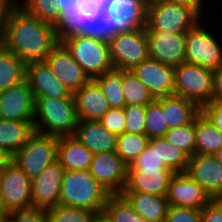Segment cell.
I'll return each instance as SVG.
<instances>
[{
	"label": "cell",
	"mask_w": 222,
	"mask_h": 222,
	"mask_svg": "<svg viewBox=\"0 0 222 222\" xmlns=\"http://www.w3.org/2000/svg\"><path fill=\"white\" fill-rule=\"evenodd\" d=\"M45 62L72 94L91 80L61 42L52 49Z\"/></svg>",
	"instance_id": "cell-17"
},
{
	"label": "cell",
	"mask_w": 222,
	"mask_h": 222,
	"mask_svg": "<svg viewBox=\"0 0 222 222\" xmlns=\"http://www.w3.org/2000/svg\"><path fill=\"white\" fill-rule=\"evenodd\" d=\"M196 153L214 155L222 148V134L200 113L195 118Z\"/></svg>",
	"instance_id": "cell-30"
},
{
	"label": "cell",
	"mask_w": 222,
	"mask_h": 222,
	"mask_svg": "<svg viewBox=\"0 0 222 222\" xmlns=\"http://www.w3.org/2000/svg\"><path fill=\"white\" fill-rule=\"evenodd\" d=\"M0 222H4V215L0 213Z\"/></svg>",
	"instance_id": "cell-55"
},
{
	"label": "cell",
	"mask_w": 222,
	"mask_h": 222,
	"mask_svg": "<svg viewBox=\"0 0 222 222\" xmlns=\"http://www.w3.org/2000/svg\"><path fill=\"white\" fill-rule=\"evenodd\" d=\"M4 222H46L45 210L30 207L11 211L4 215Z\"/></svg>",
	"instance_id": "cell-44"
},
{
	"label": "cell",
	"mask_w": 222,
	"mask_h": 222,
	"mask_svg": "<svg viewBox=\"0 0 222 222\" xmlns=\"http://www.w3.org/2000/svg\"><path fill=\"white\" fill-rule=\"evenodd\" d=\"M185 173L198 182L212 199L222 198V164L214 155L194 154L189 158Z\"/></svg>",
	"instance_id": "cell-19"
},
{
	"label": "cell",
	"mask_w": 222,
	"mask_h": 222,
	"mask_svg": "<svg viewBox=\"0 0 222 222\" xmlns=\"http://www.w3.org/2000/svg\"><path fill=\"white\" fill-rule=\"evenodd\" d=\"M64 173V168L56 160L31 179L33 207L46 210L59 204Z\"/></svg>",
	"instance_id": "cell-16"
},
{
	"label": "cell",
	"mask_w": 222,
	"mask_h": 222,
	"mask_svg": "<svg viewBox=\"0 0 222 222\" xmlns=\"http://www.w3.org/2000/svg\"><path fill=\"white\" fill-rule=\"evenodd\" d=\"M155 101L161 106L168 129L190 124L201 113L195 102L180 96L159 97Z\"/></svg>",
	"instance_id": "cell-25"
},
{
	"label": "cell",
	"mask_w": 222,
	"mask_h": 222,
	"mask_svg": "<svg viewBox=\"0 0 222 222\" xmlns=\"http://www.w3.org/2000/svg\"><path fill=\"white\" fill-rule=\"evenodd\" d=\"M150 147H157V154L160 160L174 173H185L190 156L183 150L173 146L163 137L152 138L149 141Z\"/></svg>",
	"instance_id": "cell-32"
},
{
	"label": "cell",
	"mask_w": 222,
	"mask_h": 222,
	"mask_svg": "<svg viewBox=\"0 0 222 222\" xmlns=\"http://www.w3.org/2000/svg\"><path fill=\"white\" fill-rule=\"evenodd\" d=\"M93 155L73 135L59 137L57 161L65 171L89 170Z\"/></svg>",
	"instance_id": "cell-26"
},
{
	"label": "cell",
	"mask_w": 222,
	"mask_h": 222,
	"mask_svg": "<svg viewBox=\"0 0 222 222\" xmlns=\"http://www.w3.org/2000/svg\"><path fill=\"white\" fill-rule=\"evenodd\" d=\"M14 2L42 22L51 24L57 29L62 25L63 14L57 7L56 0H14Z\"/></svg>",
	"instance_id": "cell-31"
},
{
	"label": "cell",
	"mask_w": 222,
	"mask_h": 222,
	"mask_svg": "<svg viewBox=\"0 0 222 222\" xmlns=\"http://www.w3.org/2000/svg\"><path fill=\"white\" fill-rule=\"evenodd\" d=\"M122 90L126 105L148 106L156 100L131 70H122Z\"/></svg>",
	"instance_id": "cell-34"
},
{
	"label": "cell",
	"mask_w": 222,
	"mask_h": 222,
	"mask_svg": "<svg viewBox=\"0 0 222 222\" xmlns=\"http://www.w3.org/2000/svg\"><path fill=\"white\" fill-rule=\"evenodd\" d=\"M149 58L169 66L185 63L186 33L146 30Z\"/></svg>",
	"instance_id": "cell-14"
},
{
	"label": "cell",
	"mask_w": 222,
	"mask_h": 222,
	"mask_svg": "<svg viewBox=\"0 0 222 222\" xmlns=\"http://www.w3.org/2000/svg\"><path fill=\"white\" fill-rule=\"evenodd\" d=\"M78 121H98L110 109L99 85L91 79L73 93Z\"/></svg>",
	"instance_id": "cell-22"
},
{
	"label": "cell",
	"mask_w": 222,
	"mask_h": 222,
	"mask_svg": "<svg viewBox=\"0 0 222 222\" xmlns=\"http://www.w3.org/2000/svg\"><path fill=\"white\" fill-rule=\"evenodd\" d=\"M95 0H56L57 7L60 9L61 13L64 15L66 11L73 7L74 4L82 2H94Z\"/></svg>",
	"instance_id": "cell-49"
},
{
	"label": "cell",
	"mask_w": 222,
	"mask_h": 222,
	"mask_svg": "<svg viewBox=\"0 0 222 222\" xmlns=\"http://www.w3.org/2000/svg\"><path fill=\"white\" fill-rule=\"evenodd\" d=\"M127 164L116 151L93 155L90 174L110 194H122L127 181Z\"/></svg>",
	"instance_id": "cell-13"
},
{
	"label": "cell",
	"mask_w": 222,
	"mask_h": 222,
	"mask_svg": "<svg viewBox=\"0 0 222 222\" xmlns=\"http://www.w3.org/2000/svg\"><path fill=\"white\" fill-rule=\"evenodd\" d=\"M122 195L146 222L165 221L169 208L166 196H155L139 192H122Z\"/></svg>",
	"instance_id": "cell-27"
},
{
	"label": "cell",
	"mask_w": 222,
	"mask_h": 222,
	"mask_svg": "<svg viewBox=\"0 0 222 222\" xmlns=\"http://www.w3.org/2000/svg\"><path fill=\"white\" fill-rule=\"evenodd\" d=\"M211 101L222 102V65L214 70L213 94Z\"/></svg>",
	"instance_id": "cell-48"
},
{
	"label": "cell",
	"mask_w": 222,
	"mask_h": 222,
	"mask_svg": "<svg viewBox=\"0 0 222 222\" xmlns=\"http://www.w3.org/2000/svg\"><path fill=\"white\" fill-rule=\"evenodd\" d=\"M102 214L109 222H146L122 194L109 195Z\"/></svg>",
	"instance_id": "cell-35"
},
{
	"label": "cell",
	"mask_w": 222,
	"mask_h": 222,
	"mask_svg": "<svg viewBox=\"0 0 222 222\" xmlns=\"http://www.w3.org/2000/svg\"><path fill=\"white\" fill-rule=\"evenodd\" d=\"M110 57L115 69L131 70L149 58L145 28L116 31L107 37Z\"/></svg>",
	"instance_id": "cell-8"
},
{
	"label": "cell",
	"mask_w": 222,
	"mask_h": 222,
	"mask_svg": "<svg viewBox=\"0 0 222 222\" xmlns=\"http://www.w3.org/2000/svg\"><path fill=\"white\" fill-rule=\"evenodd\" d=\"M34 133V121L0 119V148L12 157Z\"/></svg>",
	"instance_id": "cell-28"
},
{
	"label": "cell",
	"mask_w": 222,
	"mask_h": 222,
	"mask_svg": "<svg viewBox=\"0 0 222 222\" xmlns=\"http://www.w3.org/2000/svg\"><path fill=\"white\" fill-rule=\"evenodd\" d=\"M98 122L116 136L125 132L126 117L124 108H110Z\"/></svg>",
	"instance_id": "cell-42"
},
{
	"label": "cell",
	"mask_w": 222,
	"mask_h": 222,
	"mask_svg": "<svg viewBox=\"0 0 222 222\" xmlns=\"http://www.w3.org/2000/svg\"><path fill=\"white\" fill-rule=\"evenodd\" d=\"M94 222H109V220L103 214H99Z\"/></svg>",
	"instance_id": "cell-52"
},
{
	"label": "cell",
	"mask_w": 222,
	"mask_h": 222,
	"mask_svg": "<svg viewBox=\"0 0 222 222\" xmlns=\"http://www.w3.org/2000/svg\"><path fill=\"white\" fill-rule=\"evenodd\" d=\"M12 159V157L0 148V171Z\"/></svg>",
	"instance_id": "cell-50"
},
{
	"label": "cell",
	"mask_w": 222,
	"mask_h": 222,
	"mask_svg": "<svg viewBox=\"0 0 222 222\" xmlns=\"http://www.w3.org/2000/svg\"><path fill=\"white\" fill-rule=\"evenodd\" d=\"M105 23L113 31L146 27L148 0H103Z\"/></svg>",
	"instance_id": "cell-12"
},
{
	"label": "cell",
	"mask_w": 222,
	"mask_h": 222,
	"mask_svg": "<svg viewBox=\"0 0 222 222\" xmlns=\"http://www.w3.org/2000/svg\"><path fill=\"white\" fill-rule=\"evenodd\" d=\"M33 207L31 179L10 160L0 171V213Z\"/></svg>",
	"instance_id": "cell-10"
},
{
	"label": "cell",
	"mask_w": 222,
	"mask_h": 222,
	"mask_svg": "<svg viewBox=\"0 0 222 222\" xmlns=\"http://www.w3.org/2000/svg\"><path fill=\"white\" fill-rule=\"evenodd\" d=\"M109 195L89 170L65 171L59 204L87 209L99 215L102 214Z\"/></svg>",
	"instance_id": "cell-3"
},
{
	"label": "cell",
	"mask_w": 222,
	"mask_h": 222,
	"mask_svg": "<svg viewBox=\"0 0 222 222\" xmlns=\"http://www.w3.org/2000/svg\"><path fill=\"white\" fill-rule=\"evenodd\" d=\"M34 98L36 132L58 137L74 134L78 124L74 98Z\"/></svg>",
	"instance_id": "cell-4"
},
{
	"label": "cell",
	"mask_w": 222,
	"mask_h": 222,
	"mask_svg": "<svg viewBox=\"0 0 222 222\" xmlns=\"http://www.w3.org/2000/svg\"><path fill=\"white\" fill-rule=\"evenodd\" d=\"M147 106L126 105L125 132L131 134H145Z\"/></svg>",
	"instance_id": "cell-40"
},
{
	"label": "cell",
	"mask_w": 222,
	"mask_h": 222,
	"mask_svg": "<svg viewBox=\"0 0 222 222\" xmlns=\"http://www.w3.org/2000/svg\"><path fill=\"white\" fill-rule=\"evenodd\" d=\"M174 174L172 170H128L123 192L166 196L169 182Z\"/></svg>",
	"instance_id": "cell-23"
},
{
	"label": "cell",
	"mask_w": 222,
	"mask_h": 222,
	"mask_svg": "<svg viewBox=\"0 0 222 222\" xmlns=\"http://www.w3.org/2000/svg\"><path fill=\"white\" fill-rule=\"evenodd\" d=\"M214 156L217 158V160L219 161L220 164H222V148L219 149Z\"/></svg>",
	"instance_id": "cell-53"
},
{
	"label": "cell",
	"mask_w": 222,
	"mask_h": 222,
	"mask_svg": "<svg viewBox=\"0 0 222 222\" xmlns=\"http://www.w3.org/2000/svg\"><path fill=\"white\" fill-rule=\"evenodd\" d=\"M60 42L90 79L114 69L107 37L71 31L60 34Z\"/></svg>",
	"instance_id": "cell-2"
},
{
	"label": "cell",
	"mask_w": 222,
	"mask_h": 222,
	"mask_svg": "<svg viewBox=\"0 0 222 222\" xmlns=\"http://www.w3.org/2000/svg\"><path fill=\"white\" fill-rule=\"evenodd\" d=\"M163 138L190 157L193 156L196 154L195 120L190 124L168 129Z\"/></svg>",
	"instance_id": "cell-38"
},
{
	"label": "cell",
	"mask_w": 222,
	"mask_h": 222,
	"mask_svg": "<svg viewBox=\"0 0 222 222\" xmlns=\"http://www.w3.org/2000/svg\"><path fill=\"white\" fill-rule=\"evenodd\" d=\"M202 222H222V198H214L202 208Z\"/></svg>",
	"instance_id": "cell-46"
},
{
	"label": "cell",
	"mask_w": 222,
	"mask_h": 222,
	"mask_svg": "<svg viewBox=\"0 0 222 222\" xmlns=\"http://www.w3.org/2000/svg\"><path fill=\"white\" fill-rule=\"evenodd\" d=\"M35 98L26 79L0 91V119L34 121Z\"/></svg>",
	"instance_id": "cell-15"
},
{
	"label": "cell",
	"mask_w": 222,
	"mask_h": 222,
	"mask_svg": "<svg viewBox=\"0 0 222 222\" xmlns=\"http://www.w3.org/2000/svg\"><path fill=\"white\" fill-rule=\"evenodd\" d=\"M76 31L78 33L110 36L113 31L105 23L104 1L82 2L74 4L63 15L59 34Z\"/></svg>",
	"instance_id": "cell-11"
},
{
	"label": "cell",
	"mask_w": 222,
	"mask_h": 222,
	"mask_svg": "<svg viewBox=\"0 0 222 222\" xmlns=\"http://www.w3.org/2000/svg\"><path fill=\"white\" fill-rule=\"evenodd\" d=\"M3 45L26 64L45 61L60 42L58 29L10 0L2 14Z\"/></svg>",
	"instance_id": "cell-1"
},
{
	"label": "cell",
	"mask_w": 222,
	"mask_h": 222,
	"mask_svg": "<svg viewBox=\"0 0 222 222\" xmlns=\"http://www.w3.org/2000/svg\"><path fill=\"white\" fill-rule=\"evenodd\" d=\"M131 71L155 98L174 95V67L152 58L142 61Z\"/></svg>",
	"instance_id": "cell-18"
},
{
	"label": "cell",
	"mask_w": 222,
	"mask_h": 222,
	"mask_svg": "<svg viewBox=\"0 0 222 222\" xmlns=\"http://www.w3.org/2000/svg\"><path fill=\"white\" fill-rule=\"evenodd\" d=\"M10 0H0V32H2V14L4 11V8L6 7V5L9 3Z\"/></svg>",
	"instance_id": "cell-51"
},
{
	"label": "cell",
	"mask_w": 222,
	"mask_h": 222,
	"mask_svg": "<svg viewBox=\"0 0 222 222\" xmlns=\"http://www.w3.org/2000/svg\"><path fill=\"white\" fill-rule=\"evenodd\" d=\"M46 222H94L98 214L79 207L58 204L45 210Z\"/></svg>",
	"instance_id": "cell-37"
},
{
	"label": "cell",
	"mask_w": 222,
	"mask_h": 222,
	"mask_svg": "<svg viewBox=\"0 0 222 222\" xmlns=\"http://www.w3.org/2000/svg\"><path fill=\"white\" fill-rule=\"evenodd\" d=\"M167 130L168 128L161 106L154 101L149 104L146 109L145 135L149 139L164 137Z\"/></svg>",
	"instance_id": "cell-39"
},
{
	"label": "cell",
	"mask_w": 222,
	"mask_h": 222,
	"mask_svg": "<svg viewBox=\"0 0 222 222\" xmlns=\"http://www.w3.org/2000/svg\"><path fill=\"white\" fill-rule=\"evenodd\" d=\"M93 80L101 88L110 108H124L126 106L122 90V70L114 68Z\"/></svg>",
	"instance_id": "cell-33"
},
{
	"label": "cell",
	"mask_w": 222,
	"mask_h": 222,
	"mask_svg": "<svg viewBox=\"0 0 222 222\" xmlns=\"http://www.w3.org/2000/svg\"><path fill=\"white\" fill-rule=\"evenodd\" d=\"M204 22L200 20L186 33L185 62L214 71L222 65V41L218 31H210Z\"/></svg>",
	"instance_id": "cell-6"
},
{
	"label": "cell",
	"mask_w": 222,
	"mask_h": 222,
	"mask_svg": "<svg viewBox=\"0 0 222 222\" xmlns=\"http://www.w3.org/2000/svg\"><path fill=\"white\" fill-rule=\"evenodd\" d=\"M201 113L210 121L222 134V102L209 101L201 107Z\"/></svg>",
	"instance_id": "cell-45"
},
{
	"label": "cell",
	"mask_w": 222,
	"mask_h": 222,
	"mask_svg": "<svg viewBox=\"0 0 222 222\" xmlns=\"http://www.w3.org/2000/svg\"><path fill=\"white\" fill-rule=\"evenodd\" d=\"M128 170H170L157 154V147H148L128 166Z\"/></svg>",
	"instance_id": "cell-41"
},
{
	"label": "cell",
	"mask_w": 222,
	"mask_h": 222,
	"mask_svg": "<svg viewBox=\"0 0 222 222\" xmlns=\"http://www.w3.org/2000/svg\"><path fill=\"white\" fill-rule=\"evenodd\" d=\"M26 63L4 45L0 47V91L25 80Z\"/></svg>",
	"instance_id": "cell-29"
},
{
	"label": "cell",
	"mask_w": 222,
	"mask_h": 222,
	"mask_svg": "<svg viewBox=\"0 0 222 222\" xmlns=\"http://www.w3.org/2000/svg\"><path fill=\"white\" fill-rule=\"evenodd\" d=\"M166 1L191 8L201 19L203 17L202 16L203 13L205 12L204 11L205 0H166Z\"/></svg>",
	"instance_id": "cell-47"
},
{
	"label": "cell",
	"mask_w": 222,
	"mask_h": 222,
	"mask_svg": "<svg viewBox=\"0 0 222 222\" xmlns=\"http://www.w3.org/2000/svg\"><path fill=\"white\" fill-rule=\"evenodd\" d=\"M59 137L54 135L35 133L27 143L13 156L14 161L26 175L33 179L41 173L46 166L57 160V146Z\"/></svg>",
	"instance_id": "cell-9"
},
{
	"label": "cell",
	"mask_w": 222,
	"mask_h": 222,
	"mask_svg": "<svg viewBox=\"0 0 222 222\" xmlns=\"http://www.w3.org/2000/svg\"><path fill=\"white\" fill-rule=\"evenodd\" d=\"M169 205L201 209L212 198L204 188L186 173H175L166 195Z\"/></svg>",
	"instance_id": "cell-21"
},
{
	"label": "cell",
	"mask_w": 222,
	"mask_h": 222,
	"mask_svg": "<svg viewBox=\"0 0 222 222\" xmlns=\"http://www.w3.org/2000/svg\"><path fill=\"white\" fill-rule=\"evenodd\" d=\"M150 139L145 134L124 132L117 136L116 153L130 166L134 160L148 147Z\"/></svg>",
	"instance_id": "cell-36"
},
{
	"label": "cell",
	"mask_w": 222,
	"mask_h": 222,
	"mask_svg": "<svg viewBox=\"0 0 222 222\" xmlns=\"http://www.w3.org/2000/svg\"><path fill=\"white\" fill-rule=\"evenodd\" d=\"M164 222H202L201 209L169 205Z\"/></svg>",
	"instance_id": "cell-43"
},
{
	"label": "cell",
	"mask_w": 222,
	"mask_h": 222,
	"mask_svg": "<svg viewBox=\"0 0 222 222\" xmlns=\"http://www.w3.org/2000/svg\"><path fill=\"white\" fill-rule=\"evenodd\" d=\"M73 136L93 154L116 151L117 136L98 121H78Z\"/></svg>",
	"instance_id": "cell-24"
},
{
	"label": "cell",
	"mask_w": 222,
	"mask_h": 222,
	"mask_svg": "<svg viewBox=\"0 0 222 222\" xmlns=\"http://www.w3.org/2000/svg\"><path fill=\"white\" fill-rule=\"evenodd\" d=\"M25 79L34 97L73 98L70 90L54 75L45 61L27 63Z\"/></svg>",
	"instance_id": "cell-20"
},
{
	"label": "cell",
	"mask_w": 222,
	"mask_h": 222,
	"mask_svg": "<svg viewBox=\"0 0 222 222\" xmlns=\"http://www.w3.org/2000/svg\"><path fill=\"white\" fill-rule=\"evenodd\" d=\"M3 45V34L0 32V47Z\"/></svg>",
	"instance_id": "cell-54"
},
{
	"label": "cell",
	"mask_w": 222,
	"mask_h": 222,
	"mask_svg": "<svg viewBox=\"0 0 222 222\" xmlns=\"http://www.w3.org/2000/svg\"><path fill=\"white\" fill-rule=\"evenodd\" d=\"M200 20L189 7L166 0H148L145 30L187 33Z\"/></svg>",
	"instance_id": "cell-5"
},
{
	"label": "cell",
	"mask_w": 222,
	"mask_h": 222,
	"mask_svg": "<svg viewBox=\"0 0 222 222\" xmlns=\"http://www.w3.org/2000/svg\"><path fill=\"white\" fill-rule=\"evenodd\" d=\"M214 71L181 63L174 67V95L195 102L200 108L212 99Z\"/></svg>",
	"instance_id": "cell-7"
}]
</instances>
